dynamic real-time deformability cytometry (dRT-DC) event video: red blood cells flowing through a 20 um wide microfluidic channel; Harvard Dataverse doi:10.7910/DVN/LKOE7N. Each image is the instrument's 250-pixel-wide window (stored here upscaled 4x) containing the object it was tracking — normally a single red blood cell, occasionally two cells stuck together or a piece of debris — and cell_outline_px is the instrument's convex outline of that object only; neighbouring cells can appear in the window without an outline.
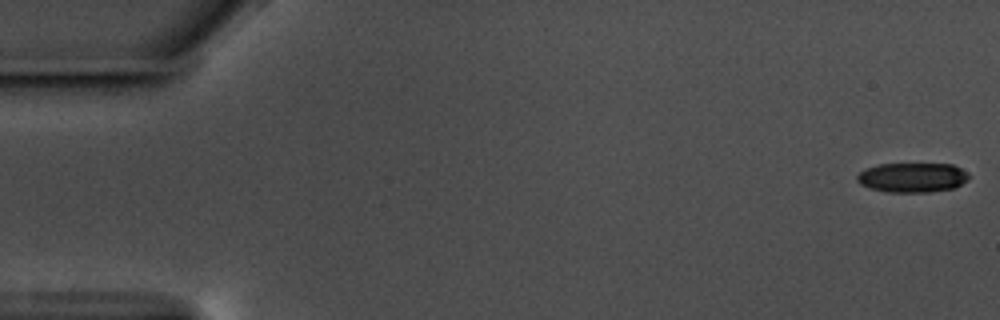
{"species": "common noctule bat (a hibernating species)", "species_latin": "Nyctalus noctula", "temperature_condition": "warm", "stored_images_in_passage": 58, "camera_frame_rate_fps": 3000, "um_per_image_px": 0.085, "animal": {"sex": "male", "body_mass_g": 17.5, "forearm_length_mm": 52.3}, "frame": {"image": 1, "passage_image": 1, "time_ms": 0.0, "image_size_px": [1000, 320], "cell_outline_px": [[968, 180], [952, 188], [928, 192], [888, 192], [872, 188], [860, 184], [856, 180], [856, 176], [864, 168], [880, 164], [952, 164], [960, 168], [968, 176]], "centroid_in_image_um": [77.5, 15.08], "position_along_channel_um": 7.5, "area_um2": 19.07}}
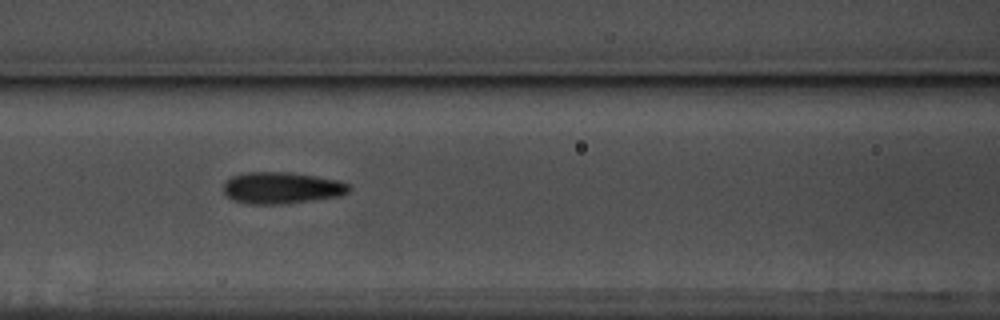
{"frame": {"image": 2, "passage_image": 25, "time_ms": 8.0, "image_size_px": [1000, 320], "cell_outline_px": [[352, 188], [348, 192], [340, 196], [284, 204], [248, 204], [232, 200], [224, 192], [224, 184], [232, 176], [244, 172], [292, 172], [316, 176], [336, 180], [348, 184]], "centroid_in_image_um": [23.94, 15.97], "position_along_channel_um": 142.7, "area_um2": 23.18}}
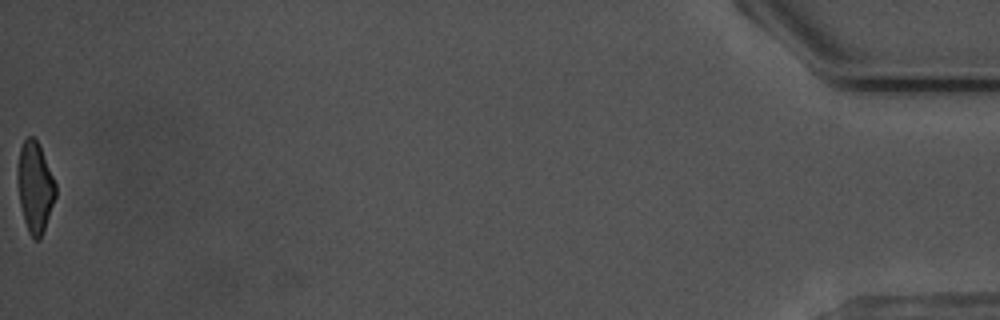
{"frame": {"image": 3, "passage_image": 58, "time_ms": 19.0, "image_size_px": [1000, 320], "cell_outline_px": [[56, 196], [40, 240], [32, 240], [28, 232], [24, 220], [20, 204], [16, 180], [16, 168], [20, 148], [24, 140], [28, 136], [32, 136], [40, 144], [56, 184]], "centroid_in_image_um": [2.95, 15.89], "position_along_channel_um": 432.2, "area_um2": 20.4}, "authors_computed_cell_mechanics": {"area_um2": 21.6461, "velocity_mm_per_s": 3.5711, "shape_relaxation_time_tau1_ms": 3.9484, "shape_relaxation_time_tau2_ms": 1.889, "deformation_change_tau1": 0.1388, "deformation_change_tau2": 0.0988}}